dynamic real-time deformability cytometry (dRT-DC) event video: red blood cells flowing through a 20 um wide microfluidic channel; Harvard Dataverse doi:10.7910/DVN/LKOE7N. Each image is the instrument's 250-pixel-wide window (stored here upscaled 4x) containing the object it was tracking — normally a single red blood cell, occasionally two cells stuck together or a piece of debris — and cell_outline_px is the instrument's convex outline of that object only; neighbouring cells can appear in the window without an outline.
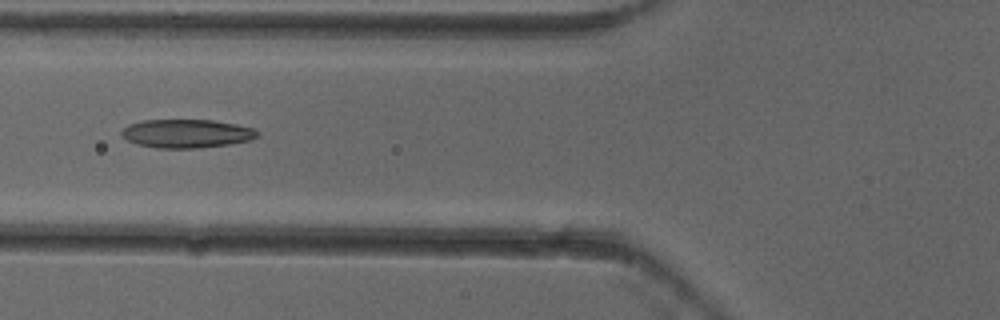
{"species": "common noctule bat (a hibernating species)", "species_latin": "Nyctalus noctula", "temperature_condition": "cold", "stored_images_in_passage": 6, "camera_frame_rate_fps": 3000, "um_per_image_px": 0.085, "animal": {"sex": "female"}, "frame": {"image": 1, "passage_image": 5, "time_ms": 1.333, "image_size_px": [1000, 320], "cell_outline_px": [[260, 132], [252, 140], [228, 144], [200, 148], [160, 148], [136, 144], [120, 136], [120, 132], [128, 124], [140, 120], [212, 120], [236, 124], [256, 128]], "centroid_in_image_um": [15.86, 11.34], "position_along_channel_um": 109.9, "area_um2": 22.77}}
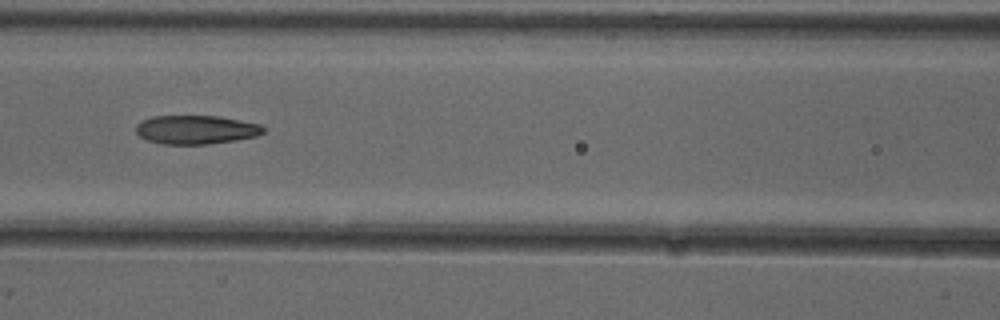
{"frame": {"image": 2, "passage_image": 6, "time_ms": 1.667, "image_size_px": [1000, 320], "cell_outline_px": [[264, 132], [256, 136], [236, 140], [208, 144], [160, 144], [148, 140], [140, 136], [136, 132], [136, 124], [152, 116], [220, 116], [260, 124], [264, 128]], "centroid_in_image_um": [16.66, 11.02], "position_along_channel_um": 149.9, "area_um2": 21.33}}